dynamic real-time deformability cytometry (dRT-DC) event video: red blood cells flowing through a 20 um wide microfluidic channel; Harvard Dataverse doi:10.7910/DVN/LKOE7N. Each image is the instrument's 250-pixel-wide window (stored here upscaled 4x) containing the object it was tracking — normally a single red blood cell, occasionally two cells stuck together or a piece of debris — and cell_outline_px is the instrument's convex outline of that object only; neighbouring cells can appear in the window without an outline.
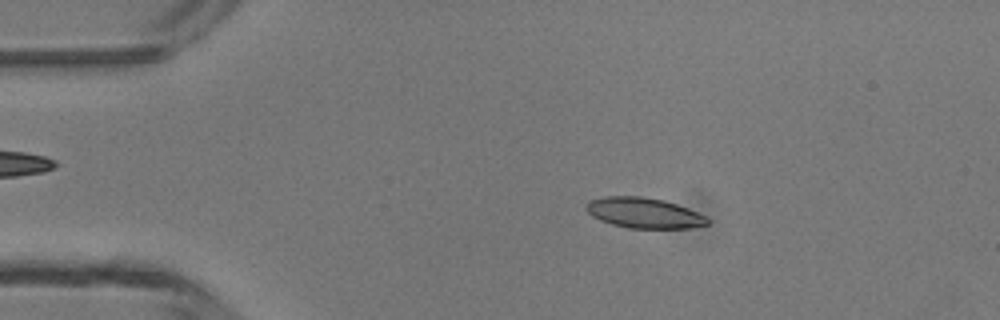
{"species": "common noctule bat (a hibernating species)", "species_latin": "Nyctalus noctula", "temperature_condition": "room temperature", "stored_images_in_passage": 42, "camera_frame_rate_fps": 3000, "um_per_image_px": 0.085, "animal": {"sex": "male", "body_mass_g": 13.3}, "frame": {"image": 1, "passage_image": 4, "time_ms": 1.0, "image_size_px": [1000, 320], "cell_outline_px": [[712, 220], [708, 224], [688, 228], [628, 228], [612, 224], [600, 220], [592, 216], [584, 208], [588, 200], [604, 196], [640, 196], [664, 200], [688, 208], [708, 216]], "centroid_in_image_um": [54.75, 18.09], "position_along_channel_um": 30.3, "area_um2": 21.73}}
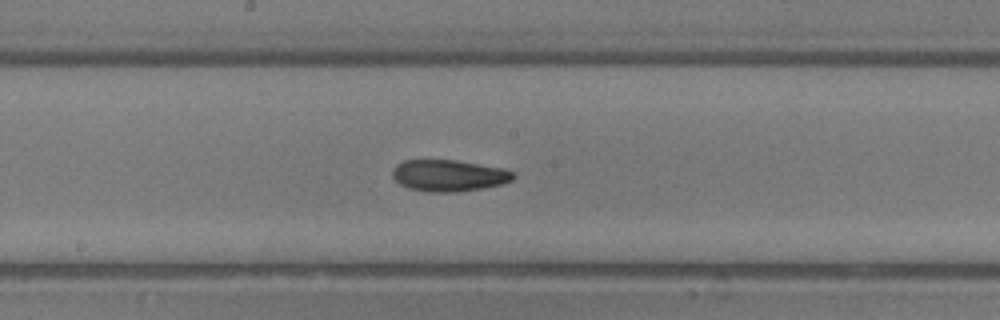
{"frame": {"image": 2, "passage_image": 20, "time_ms": 6.333, "image_size_px": [1000, 320], "cell_outline_px": [[516, 176], [512, 180], [504, 184], [484, 188], [456, 192], [428, 192], [408, 188], [400, 184], [392, 176], [392, 168], [396, 164], [404, 160], [456, 160], [504, 168], [516, 172]], "centroid_in_image_um": [38.18, 14.92], "position_along_channel_um": 210.0, "area_um2": 22.54}}
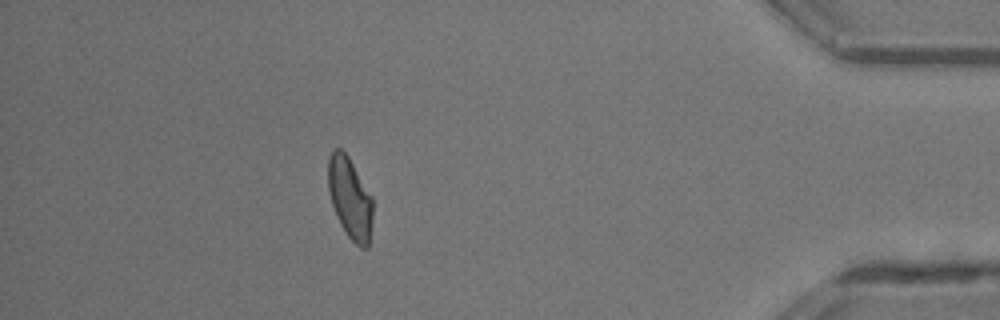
{"frame": {"image": 3, "passage_image": 37, "time_ms": 12.0, "image_size_px": [1000, 320], "cell_outline_px": [[372, 224], [368, 248], [360, 248], [348, 236], [340, 224], [332, 204], [328, 188], [328, 156], [336, 148], [340, 148], [348, 156], [372, 196]], "centroid_in_image_um": [29.75, 16.85], "position_along_channel_um": 405.4, "area_um2": 21.1}, "authors_computed_cell_mechanics": {"area_um2": 21.9062, "velocity_mm_per_s": 4.3697, "shape_relaxation_time_tau1_ms": 6.8484, "shape_relaxation_time_tau2_ms": 3.7536, "deformation_change_tau1": 0.183, "deformation_change_tau2": 0.105}}